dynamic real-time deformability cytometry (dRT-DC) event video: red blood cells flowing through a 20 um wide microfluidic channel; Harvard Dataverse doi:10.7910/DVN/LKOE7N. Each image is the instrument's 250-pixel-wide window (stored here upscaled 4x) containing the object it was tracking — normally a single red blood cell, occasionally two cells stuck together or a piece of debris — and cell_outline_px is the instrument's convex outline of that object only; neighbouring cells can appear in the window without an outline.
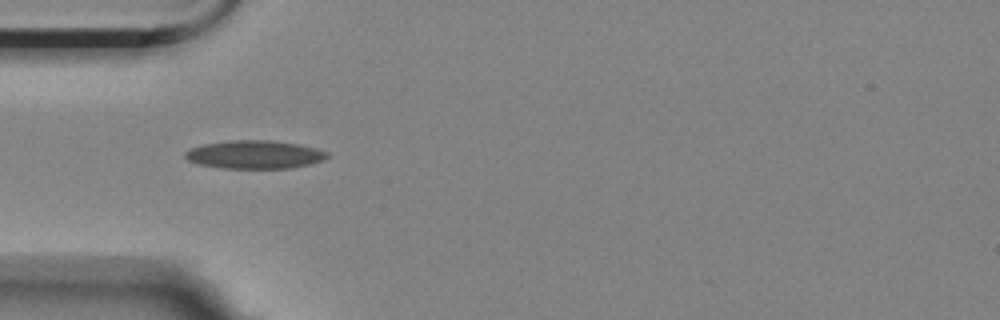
{"species": "Egyptian fruit bat (a non-hibernating species)", "species_latin": "Rousettus aegyptiacus", "temperature_condition": "room temperature", "stored_images_in_passage": 4, "camera_frame_rate_fps": 3000, "um_per_image_px": 0.085, "animal": {"sex": "female"}, "frame": {"image": 1, "passage_image": 3, "time_ms": 0.667, "image_size_px": [1000, 320], "cell_outline_px": [[328, 156], [324, 160], [292, 168], [220, 168], [200, 164], [188, 160], [184, 156], [184, 152], [192, 148], [204, 144], [232, 140], [272, 140], [296, 144], [316, 148], [328, 152]], "centroid_in_image_um": [21.64, 13.14], "position_along_channel_um": 63.4, "area_um2": 23.24}}
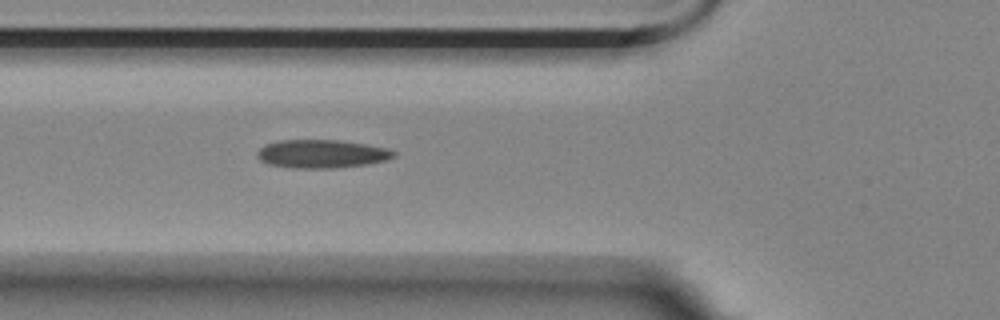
{"frame": {"image": 2, "passage_image": 4, "time_ms": 1.0, "image_size_px": [1000, 320], "cell_outline_px": [[396, 156], [388, 160], [368, 164], [336, 168], [292, 168], [268, 164], [260, 160], [256, 156], [256, 152], [264, 144], [280, 140], [336, 140], [364, 144], [388, 148], [396, 152]], "centroid_in_image_um": [27.34, 13.08], "position_along_channel_um": 98.5, "area_um2": 22.72}}